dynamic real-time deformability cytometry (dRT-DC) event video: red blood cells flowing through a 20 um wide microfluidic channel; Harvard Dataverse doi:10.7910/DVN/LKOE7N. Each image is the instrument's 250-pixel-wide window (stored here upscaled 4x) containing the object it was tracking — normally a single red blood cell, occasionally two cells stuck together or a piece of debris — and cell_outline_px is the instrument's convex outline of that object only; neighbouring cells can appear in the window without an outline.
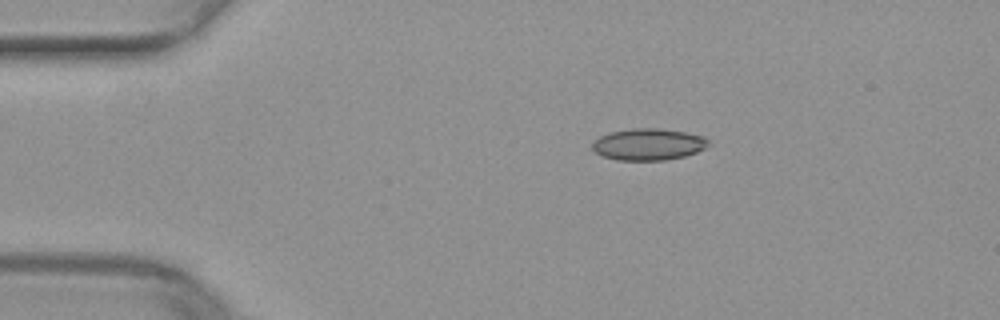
{"species": "common noctule bat (a hibernating species)", "species_latin": "Nyctalus noctula", "temperature_condition": "warm", "stored_images_in_passage": 29, "camera_frame_rate_fps": 3000, "um_per_image_px": 0.085, "animal": {"sex": "female", "body_mass_g": 29.2, "forearm_length_mm": 56.3}, "frame": {"image": 1, "passage_image": 1, "time_ms": 0.0, "image_size_px": [1000, 320], "cell_outline_px": [[708, 144], [704, 148], [696, 152], [684, 156], [664, 160], [616, 160], [600, 156], [592, 148], [592, 144], [600, 136], [608, 132], [632, 128], [660, 128], [684, 132], [704, 136], [708, 140]], "centroid_in_image_um": [55.08, 12.26], "position_along_channel_um": 29.9, "area_um2": 21.44}}
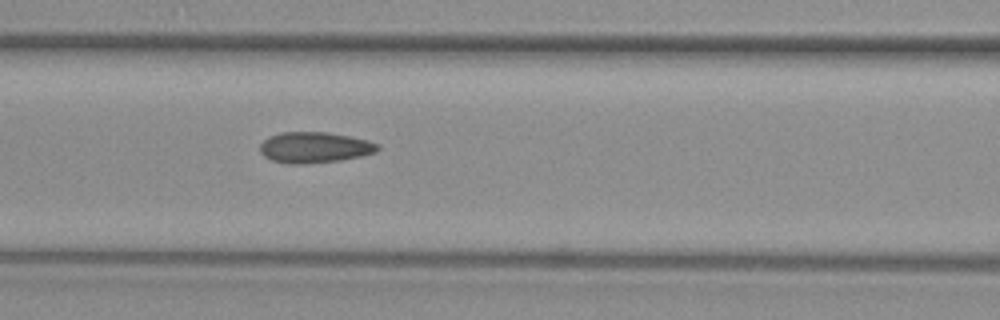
{"frame": {"image": 2, "passage_image": 13, "time_ms": 4.0, "image_size_px": [1000, 320], "cell_outline_px": [[380, 148], [376, 152], [360, 156], [340, 160], [304, 164], [288, 164], [272, 160], [264, 156], [260, 152], [260, 144], [268, 136], [280, 132], [328, 132], [352, 136], [368, 140], [380, 144]], "centroid_in_image_um": [26.74, 12.52], "position_along_channel_um": 139.9, "area_um2": 21.39}}
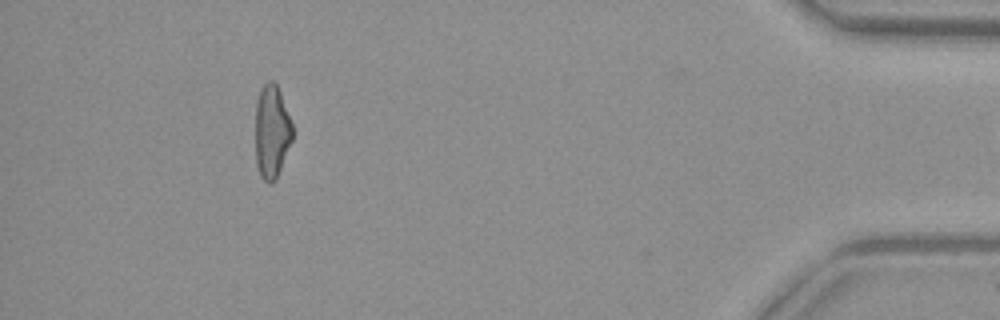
{"frame": {"image": 3, "passage_image": 28, "time_ms": 9.0, "image_size_px": [1000, 320], "cell_outline_px": [[292, 140], [276, 180], [272, 184], [268, 184], [260, 176], [256, 164], [256, 104], [260, 92], [264, 84], [268, 80], [272, 80], [276, 84], [280, 92], [292, 124]], "centroid_in_image_um": [23.1, 11.23], "position_along_channel_um": 412.1, "area_um2": 20.06}}